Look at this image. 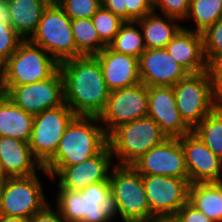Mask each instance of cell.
<instances>
[{"label":"cell","instance_id":"cell-1","mask_svg":"<svg viewBox=\"0 0 222 222\" xmlns=\"http://www.w3.org/2000/svg\"><path fill=\"white\" fill-rule=\"evenodd\" d=\"M64 102L76 116L98 117L107 104L110 90L95 56H81L59 63Z\"/></svg>","mask_w":222,"mask_h":222},{"label":"cell","instance_id":"cell-2","mask_svg":"<svg viewBox=\"0 0 222 222\" xmlns=\"http://www.w3.org/2000/svg\"><path fill=\"white\" fill-rule=\"evenodd\" d=\"M56 188L54 206L66 222H112L120 218L109 180L79 191Z\"/></svg>","mask_w":222,"mask_h":222},{"label":"cell","instance_id":"cell-3","mask_svg":"<svg viewBox=\"0 0 222 222\" xmlns=\"http://www.w3.org/2000/svg\"><path fill=\"white\" fill-rule=\"evenodd\" d=\"M108 146V135L98 117L75 116L66 127L54 157L43 167L72 166L83 162Z\"/></svg>","mask_w":222,"mask_h":222},{"label":"cell","instance_id":"cell-4","mask_svg":"<svg viewBox=\"0 0 222 222\" xmlns=\"http://www.w3.org/2000/svg\"><path fill=\"white\" fill-rule=\"evenodd\" d=\"M168 138L149 117L123 124L108 135V146L117 165H132L147 151ZM115 156V157H114Z\"/></svg>","mask_w":222,"mask_h":222},{"label":"cell","instance_id":"cell-5","mask_svg":"<svg viewBox=\"0 0 222 222\" xmlns=\"http://www.w3.org/2000/svg\"><path fill=\"white\" fill-rule=\"evenodd\" d=\"M109 182L123 222H151L155 218L145 193L143 175L131 165L115 164Z\"/></svg>","mask_w":222,"mask_h":222},{"label":"cell","instance_id":"cell-6","mask_svg":"<svg viewBox=\"0 0 222 222\" xmlns=\"http://www.w3.org/2000/svg\"><path fill=\"white\" fill-rule=\"evenodd\" d=\"M59 69V63L42 47L23 40L1 66V85H25L43 81Z\"/></svg>","mask_w":222,"mask_h":222},{"label":"cell","instance_id":"cell-7","mask_svg":"<svg viewBox=\"0 0 222 222\" xmlns=\"http://www.w3.org/2000/svg\"><path fill=\"white\" fill-rule=\"evenodd\" d=\"M30 41L42 47L58 63L77 58L71 18L59 5H48Z\"/></svg>","mask_w":222,"mask_h":222},{"label":"cell","instance_id":"cell-8","mask_svg":"<svg viewBox=\"0 0 222 222\" xmlns=\"http://www.w3.org/2000/svg\"><path fill=\"white\" fill-rule=\"evenodd\" d=\"M172 88L181 119L191 130L216 108L210 70L189 74Z\"/></svg>","mask_w":222,"mask_h":222},{"label":"cell","instance_id":"cell-9","mask_svg":"<svg viewBox=\"0 0 222 222\" xmlns=\"http://www.w3.org/2000/svg\"><path fill=\"white\" fill-rule=\"evenodd\" d=\"M75 116L66 103L34 116L29 146L42 167L54 157L66 127Z\"/></svg>","mask_w":222,"mask_h":222},{"label":"cell","instance_id":"cell-10","mask_svg":"<svg viewBox=\"0 0 222 222\" xmlns=\"http://www.w3.org/2000/svg\"><path fill=\"white\" fill-rule=\"evenodd\" d=\"M38 173L25 177H8L1 193L0 215L31 218L50 201Z\"/></svg>","mask_w":222,"mask_h":222},{"label":"cell","instance_id":"cell-11","mask_svg":"<svg viewBox=\"0 0 222 222\" xmlns=\"http://www.w3.org/2000/svg\"><path fill=\"white\" fill-rule=\"evenodd\" d=\"M1 93L33 116L65 103L63 78L59 69L43 81L25 85H1Z\"/></svg>","mask_w":222,"mask_h":222},{"label":"cell","instance_id":"cell-12","mask_svg":"<svg viewBox=\"0 0 222 222\" xmlns=\"http://www.w3.org/2000/svg\"><path fill=\"white\" fill-rule=\"evenodd\" d=\"M148 116V87L143 83L111 91L98 116L107 135L119 126Z\"/></svg>","mask_w":222,"mask_h":222},{"label":"cell","instance_id":"cell-13","mask_svg":"<svg viewBox=\"0 0 222 222\" xmlns=\"http://www.w3.org/2000/svg\"><path fill=\"white\" fill-rule=\"evenodd\" d=\"M109 146L101 153L72 166H54L49 172L51 180L58 186L71 191H79L92 183L108 181L115 165Z\"/></svg>","mask_w":222,"mask_h":222},{"label":"cell","instance_id":"cell-14","mask_svg":"<svg viewBox=\"0 0 222 222\" xmlns=\"http://www.w3.org/2000/svg\"><path fill=\"white\" fill-rule=\"evenodd\" d=\"M143 184L155 217L175 216L188 202L189 178L143 175Z\"/></svg>","mask_w":222,"mask_h":222},{"label":"cell","instance_id":"cell-15","mask_svg":"<svg viewBox=\"0 0 222 222\" xmlns=\"http://www.w3.org/2000/svg\"><path fill=\"white\" fill-rule=\"evenodd\" d=\"M131 166L141 175L189 178L179 138H166Z\"/></svg>","mask_w":222,"mask_h":222},{"label":"cell","instance_id":"cell-16","mask_svg":"<svg viewBox=\"0 0 222 222\" xmlns=\"http://www.w3.org/2000/svg\"><path fill=\"white\" fill-rule=\"evenodd\" d=\"M185 154V165L189 183L222 182V159L211 150L192 131L179 137Z\"/></svg>","mask_w":222,"mask_h":222},{"label":"cell","instance_id":"cell-17","mask_svg":"<svg viewBox=\"0 0 222 222\" xmlns=\"http://www.w3.org/2000/svg\"><path fill=\"white\" fill-rule=\"evenodd\" d=\"M148 116L168 138H179L192 131L181 119L172 86L148 87Z\"/></svg>","mask_w":222,"mask_h":222},{"label":"cell","instance_id":"cell-18","mask_svg":"<svg viewBox=\"0 0 222 222\" xmlns=\"http://www.w3.org/2000/svg\"><path fill=\"white\" fill-rule=\"evenodd\" d=\"M140 82L147 87L174 86L189 73L165 48L146 49L139 57Z\"/></svg>","mask_w":222,"mask_h":222},{"label":"cell","instance_id":"cell-19","mask_svg":"<svg viewBox=\"0 0 222 222\" xmlns=\"http://www.w3.org/2000/svg\"><path fill=\"white\" fill-rule=\"evenodd\" d=\"M95 57L100 63L110 92L140 83L138 58L115 52L109 46H106Z\"/></svg>","mask_w":222,"mask_h":222},{"label":"cell","instance_id":"cell-20","mask_svg":"<svg viewBox=\"0 0 222 222\" xmlns=\"http://www.w3.org/2000/svg\"><path fill=\"white\" fill-rule=\"evenodd\" d=\"M165 49L189 74L209 70L204 56L202 33L182 27Z\"/></svg>","mask_w":222,"mask_h":222},{"label":"cell","instance_id":"cell-21","mask_svg":"<svg viewBox=\"0 0 222 222\" xmlns=\"http://www.w3.org/2000/svg\"><path fill=\"white\" fill-rule=\"evenodd\" d=\"M0 164L8 177H25L43 173L51 177L34 158L29 143L13 137H0Z\"/></svg>","mask_w":222,"mask_h":222},{"label":"cell","instance_id":"cell-22","mask_svg":"<svg viewBox=\"0 0 222 222\" xmlns=\"http://www.w3.org/2000/svg\"><path fill=\"white\" fill-rule=\"evenodd\" d=\"M34 116L15 105L5 94L0 93V137H13L29 143Z\"/></svg>","mask_w":222,"mask_h":222},{"label":"cell","instance_id":"cell-23","mask_svg":"<svg viewBox=\"0 0 222 222\" xmlns=\"http://www.w3.org/2000/svg\"><path fill=\"white\" fill-rule=\"evenodd\" d=\"M139 24L146 49L165 48L184 26L179 20L158 13H151L136 20Z\"/></svg>","mask_w":222,"mask_h":222},{"label":"cell","instance_id":"cell-24","mask_svg":"<svg viewBox=\"0 0 222 222\" xmlns=\"http://www.w3.org/2000/svg\"><path fill=\"white\" fill-rule=\"evenodd\" d=\"M8 2L10 25L23 40H30L48 5L42 0H8Z\"/></svg>","mask_w":222,"mask_h":222},{"label":"cell","instance_id":"cell-25","mask_svg":"<svg viewBox=\"0 0 222 222\" xmlns=\"http://www.w3.org/2000/svg\"><path fill=\"white\" fill-rule=\"evenodd\" d=\"M188 203L213 222H222V182L191 183Z\"/></svg>","mask_w":222,"mask_h":222},{"label":"cell","instance_id":"cell-26","mask_svg":"<svg viewBox=\"0 0 222 222\" xmlns=\"http://www.w3.org/2000/svg\"><path fill=\"white\" fill-rule=\"evenodd\" d=\"M71 27L77 48V57L95 56L106 47L100 40L91 18L71 19Z\"/></svg>","mask_w":222,"mask_h":222},{"label":"cell","instance_id":"cell-27","mask_svg":"<svg viewBox=\"0 0 222 222\" xmlns=\"http://www.w3.org/2000/svg\"><path fill=\"white\" fill-rule=\"evenodd\" d=\"M222 19V0H191L188 15L184 22H191L195 27L183 26L188 30L203 33L208 27Z\"/></svg>","mask_w":222,"mask_h":222},{"label":"cell","instance_id":"cell-28","mask_svg":"<svg viewBox=\"0 0 222 222\" xmlns=\"http://www.w3.org/2000/svg\"><path fill=\"white\" fill-rule=\"evenodd\" d=\"M108 46L115 52L138 59L146 50L141 28L136 21H125Z\"/></svg>","mask_w":222,"mask_h":222},{"label":"cell","instance_id":"cell-29","mask_svg":"<svg viewBox=\"0 0 222 222\" xmlns=\"http://www.w3.org/2000/svg\"><path fill=\"white\" fill-rule=\"evenodd\" d=\"M192 132L214 155L222 159V109L215 108Z\"/></svg>","mask_w":222,"mask_h":222},{"label":"cell","instance_id":"cell-30","mask_svg":"<svg viewBox=\"0 0 222 222\" xmlns=\"http://www.w3.org/2000/svg\"><path fill=\"white\" fill-rule=\"evenodd\" d=\"M91 20L93 26L98 32L100 40L106 46L114 40L121 26L125 23L121 17L109 10H106L102 6L92 16Z\"/></svg>","mask_w":222,"mask_h":222},{"label":"cell","instance_id":"cell-31","mask_svg":"<svg viewBox=\"0 0 222 222\" xmlns=\"http://www.w3.org/2000/svg\"><path fill=\"white\" fill-rule=\"evenodd\" d=\"M202 37L204 56L208 67L222 63V19L208 27L202 33Z\"/></svg>","mask_w":222,"mask_h":222},{"label":"cell","instance_id":"cell-32","mask_svg":"<svg viewBox=\"0 0 222 222\" xmlns=\"http://www.w3.org/2000/svg\"><path fill=\"white\" fill-rule=\"evenodd\" d=\"M22 41L10 25V18H0V66L15 53Z\"/></svg>","mask_w":222,"mask_h":222},{"label":"cell","instance_id":"cell-33","mask_svg":"<svg viewBox=\"0 0 222 222\" xmlns=\"http://www.w3.org/2000/svg\"><path fill=\"white\" fill-rule=\"evenodd\" d=\"M71 19L92 18L102 6L101 0H61L58 4Z\"/></svg>","mask_w":222,"mask_h":222},{"label":"cell","instance_id":"cell-34","mask_svg":"<svg viewBox=\"0 0 222 222\" xmlns=\"http://www.w3.org/2000/svg\"><path fill=\"white\" fill-rule=\"evenodd\" d=\"M190 3L191 0H153V9L155 13L177 19L183 23L188 15Z\"/></svg>","mask_w":222,"mask_h":222},{"label":"cell","instance_id":"cell-35","mask_svg":"<svg viewBox=\"0 0 222 222\" xmlns=\"http://www.w3.org/2000/svg\"><path fill=\"white\" fill-rule=\"evenodd\" d=\"M127 21H136L154 12L153 0H125Z\"/></svg>","mask_w":222,"mask_h":222},{"label":"cell","instance_id":"cell-36","mask_svg":"<svg viewBox=\"0 0 222 222\" xmlns=\"http://www.w3.org/2000/svg\"><path fill=\"white\" fill-rule=\"evenodd\" d=\"M175 216L180 222H213L188 202L178 210Z\"/></svg>","mask_w":222,"mask_h":222},{"label":"cell","instance_id":"cell-37","mask_svg":"<svg viewBox=\"0 0 222 222\" xmlns=\"http://www.w3.org/2000/svg\"><path fill=\"white\" fill-rule=\"evenodd\" d=\"M213 79V97L216 108L222 109V63L209 68Z\"/></svg>","mask_w":222,"mask_h":222},{"label":"cell","instance_id":"cell-38","mask_svg":"<svg viewBox=\"0 0 222 222\" xmlns=\"http://www.w3.org/2000/svg\"><path fill=\"white\" fill-rule=\"evenodd\" d=\"M30 222H66L59 211L52 208L48 203L42 210L36 212L31 218Z\"/></svg>","mask_w":222,"mask_h":222},{"label":"cell","instance_id":"cell-39","mask_svg":"<svg viewBox=\"0 0 222 222\" xmlns=\"http://www.w3.org/2000/svg\"><path fill=\"white\" fill-rule=\"evenodd\" d=\"M101 2L103 8L118 15L124 21H127V8L125 6V0H101Z\"/></svg>","mask_w":222,"mask_h":222},{"label":"cell","instance_id":"cell-40","mask_svg":"<svg viewBox=\"0 0 222 222\" xmlns=\"http://www.w3.org/2000/svg\"><path fill=\"white\" fill-rule=\"evenodd\" d=\"M0 18H10V7L8 0H0Z\"/></svg>","mask_w":222,"mask_h":222},{"label":"cell","instance_id":"cell-41","mask_svg":"<svg viewBox=\"0 0 222 222\" xmlns=\"http://www.w3.org/2000/svg\"><path fill=\"white\" fill-rule=\"evenodd\" d=\"M0 222H30L29 218L0 215Z\"/></svg>","mask_w":222,"mask_h":222},{"label":"cell","instance_id":"cell-42","mask_svg":"<svg viewBox=\"0 0 222 222\" xmlns=\"http://www.w3.org/2000/svg\"><path fill=\"white\" fill-rule=\"evenodd\" d=\"M151 222H180L176 216L155 217Z\"/></svg>","mask_w":222,"mask_h":222},{"label":"cell","instance_id":"cell-43","mask_svg":"<svg viewBox=\"0 0 222 222\" xmlns=\"http://www.w3.org/2000/svg\"><path fill=\"white\" fill-rule=\"evenodd\" d=\"M7 179H8V176L4 173V170L0 164V185H4Z\"/></svg>","mask_w":222,"mask_h":222},{"label":"cell","instance_id":"cell-44","mask_svg":"<svg viewBox=\"0 0 222 222\" xmlns=\"http://www.w3.org/2000/svg\"><path fill=\"white\" fill-rule=\"evenodd\" d=\"M43 2H45L47 5H58L61 0H42Z\"/></svg>","mask_w":222,"mask_h":222},{"label":"cell","instance_id":"cell-45","mask_svg":"<svg viewBox=\"0 0 222 222\" xmlns=\"http://www.w3.org/2000/svg\"><path fill=\"white\" fill-rule=\"evenodd\" d=\"M3 185H0V207H1V193H2Z\"/></svg>","mask_w":222,"mask_h":222},{"label":"cell","instance_id":"cell-46","mask_svg":"<svg viewBox=\"0 0 222 222\" xmlns=\"http://www.w3.org/2000/svg\"><path fill=\"white\" fill-rule=\"evenodd\" d=\"M0 93H1V66H0Z\"/></svg>","mask_w":222,"mask_h":222}]
</instances>
